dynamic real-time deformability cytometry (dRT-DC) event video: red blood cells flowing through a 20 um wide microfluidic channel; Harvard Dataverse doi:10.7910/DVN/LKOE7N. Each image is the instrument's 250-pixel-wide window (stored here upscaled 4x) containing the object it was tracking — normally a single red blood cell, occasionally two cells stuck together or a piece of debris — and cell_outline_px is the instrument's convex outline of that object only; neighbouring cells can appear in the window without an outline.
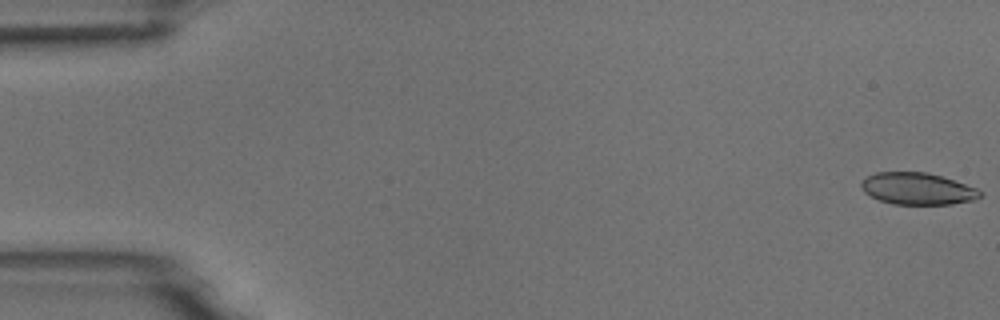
{"species": "common noctule bat (a hibernating species)", "species_latin": "Nyctalus noctula", "temperature_condition": "room temperature", "stored_images_in_passage": 54, "camera_frame_rate_fps": 3000, "um_per_image_px": 0.085, "animal": {"sex": "male", "body_mass_g": 18.8}, "frame": {"image": 1, "passage_image": 1, "time_ms": 0.0, "image_size_px": [1000, 320], "cell_outline_px": [[984, 192], [976, 200], [952, 204], [892, 204], [880, 200], [864, 192], [860, 184], [868, 176], [876, 172], [928, 172], [976, 188]], "centroid_in_image_um": [78.01, 16.04], "position_along_channel_um": 7.0, "area_um2": 21.91}}
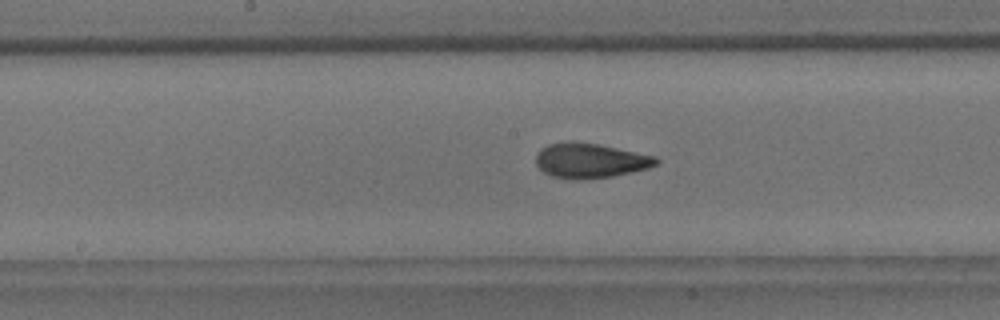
{"frame": {"image": 2, "passage_image": 28, "time_ms": 9.0, "image_size_px": [1000, 320], "cell_outline_px": [[660, 160], [656, 164], [648, 168], [632, 172], [612, 176], [572, 180], [552, 176], [544, 172], [536, 164], [536, 156], [540, 148], [548, 144], [572, 140], [596, 144], [656, 156]], "centroid_in_image_um": [50.14, 13.64], "position_along_channel_um": 198.1, "area_um2": 24.33}}
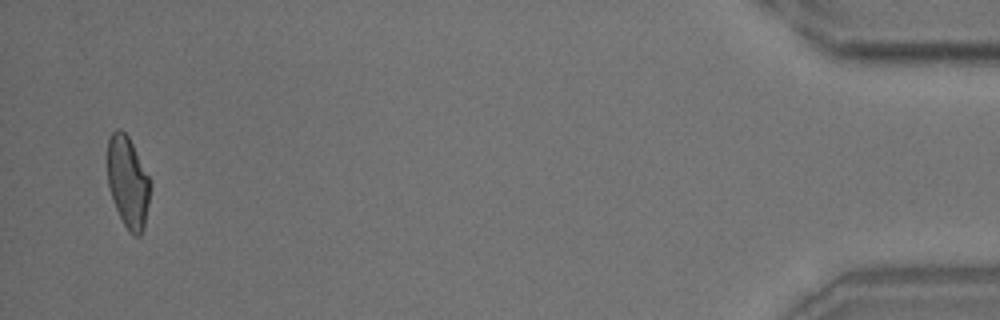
{"frame": {"image": 3, "passage_image": 53, "time_ms": 17.333, "image_size_px": [1000, 320], "cell_outline_px": [[152, 184], [144, 228], [140, 236], [132, 236], [128, 232], [112, 200], [108, 184], [108, 140], [112, 132], [116, 128], [120, 128], [128, 136], [152, 180]], "centroid_in_image_um": [10.9, 15.49], "position_along_channel_um": 424.3, "area_um2": 23.12}, "authors_computed_cell_mechanics": {"area_um2": 23.5535, "velocity_mm_per_s": 3.73, "shape_relaxation_time_tau1_ms": 6.1292, "shape_relaxation_time_tau2_ms": 1.5884, "deformation_change_tau1": 0.179, "deformation_change_tau2": 0.0873}}